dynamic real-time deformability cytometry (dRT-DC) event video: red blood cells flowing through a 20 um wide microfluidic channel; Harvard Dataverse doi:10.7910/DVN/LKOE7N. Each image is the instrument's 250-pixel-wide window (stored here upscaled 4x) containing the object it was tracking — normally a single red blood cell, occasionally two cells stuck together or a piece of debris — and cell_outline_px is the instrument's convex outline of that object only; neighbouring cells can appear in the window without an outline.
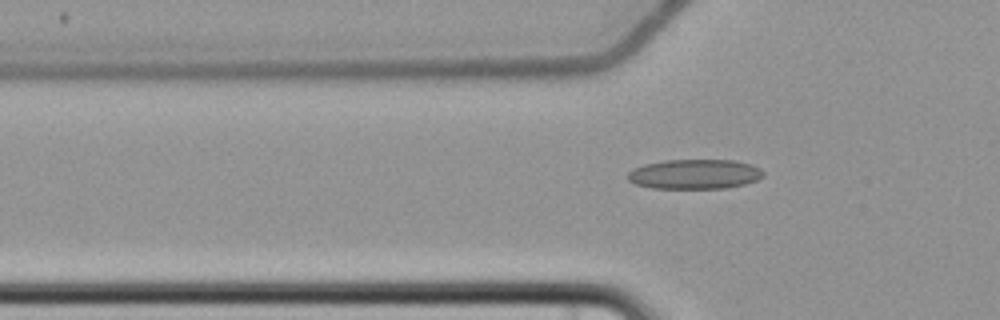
{"species": "common noctule bat (a hibernating species)", "species_latin": "Nyctalus noctula", "temperature_condition": "cold", "stored_images_in_passage": 5, "camera_frame_rate_fps": 3000, "um_per_image_px": 0.085, "animal": {"sex": "female", "body_mass_g": 22.7, "forearm_length_mm": 54.2}, "frame": {"image": 1, "passage_image": 5, "time_ms": 5.667, "image_size_px": [1000, 320], "cell_outline_px": [[764, 176], [756, 180], [744, 184], [724, 188], [652, 188], [636, 184], [628, 180], [628, 172], [632, 168], [644, 164], [664, 160], [732, 160], [752, 164], [760, 168], [764, 172]], "centroid_in_image_um": [59.04, 14.79], "position_along_channel_um": 66.8, "area_um2": 23.52}}